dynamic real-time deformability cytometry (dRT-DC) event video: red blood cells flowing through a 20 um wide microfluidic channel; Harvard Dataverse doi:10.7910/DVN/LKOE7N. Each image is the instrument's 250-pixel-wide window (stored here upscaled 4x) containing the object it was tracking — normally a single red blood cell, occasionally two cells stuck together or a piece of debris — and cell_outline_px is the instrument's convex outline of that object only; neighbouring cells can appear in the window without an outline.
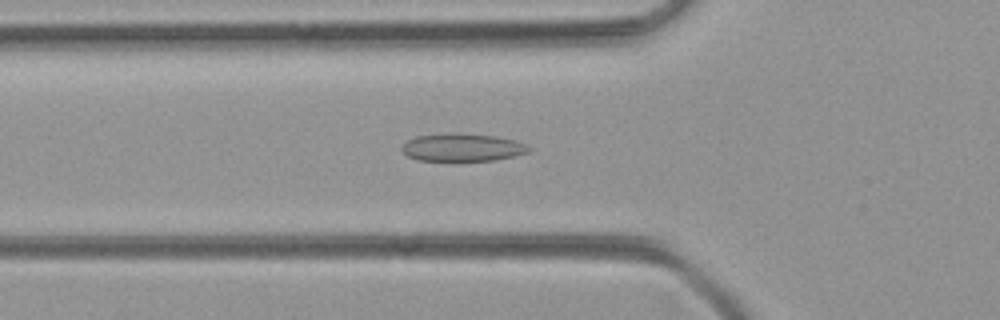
{"species": "common noctule bat (a hibernating species)", "species_latin": "Nyctalus noctula", "temperature_condition": "room temperature", "stored_images_in_passage": 47, "camera_frame_rate_fps": 3000, "um_per_image_px": 0.085, "animal": {"sex": "female", "body_mass_g": 21.9}, "frame": {"image": 1, "passage_image": 14, "time_ms": 4.333, "image_size_px": [1000, 320], "cell_outline_px": [[532, 148], [528, 152], [516, 156], [492, 160], [452, 164], [416, 160], [408, 156], [400, 148], [408, 140], [416, 136], [452, 132], [496, 136], [516, 140]], "centroid_in_image_um": [39.27, 12.58], "position_along_channel_um": 86.5, "area_um2": 21.62}}
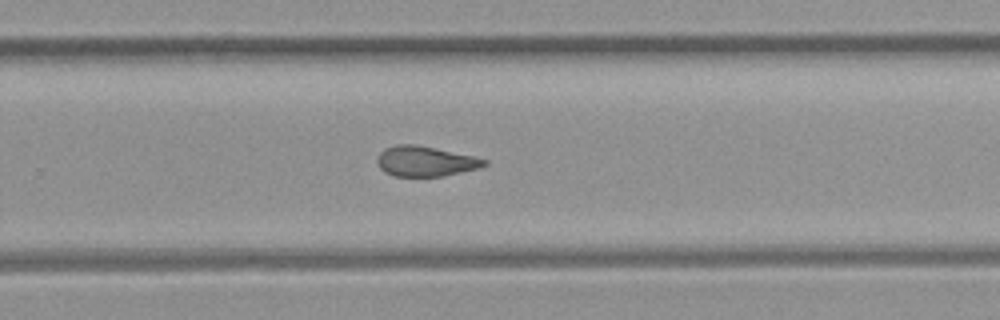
{"frame": {"image": 2, "passage_image": 29, "time_ms": 9.333, "image_size_px": [1000, 320], "cell_outline_px": [[488, 164], [480, 168], [444, 176], [392, 176], [384, 172], [380, 168], [376, 160], [376, 156], [384, 148], [396, 144], [416, 144], [472, 156], [488, 160]], "centroid_in_image_um": [36.12, 13.71], "position_along_channel_um": 293.7, "area_um2": 18.96}}
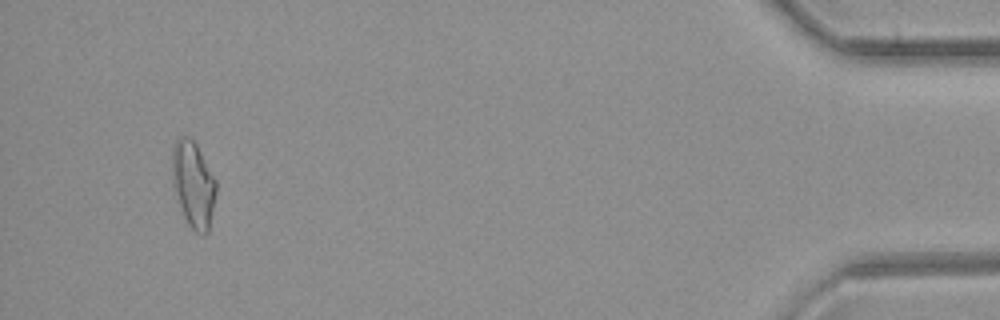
{"frame": {"image": 3, "passage_image": 44, "time_ms": 14.333, "image_size_px": [1000, 320], "cell_outline_px": [[216, 192], [208, 232], [204, 236], [196, 232], [188, 224], [184, 216], [172, 184], [172, 148], [176, 140], [180, 136], [188, 136], [196, 144], [216, 180]], "centroid_in_image_um": [16.42, 15.66], "position_along_channel_um": 418.8, "area_um2": 21.91}}